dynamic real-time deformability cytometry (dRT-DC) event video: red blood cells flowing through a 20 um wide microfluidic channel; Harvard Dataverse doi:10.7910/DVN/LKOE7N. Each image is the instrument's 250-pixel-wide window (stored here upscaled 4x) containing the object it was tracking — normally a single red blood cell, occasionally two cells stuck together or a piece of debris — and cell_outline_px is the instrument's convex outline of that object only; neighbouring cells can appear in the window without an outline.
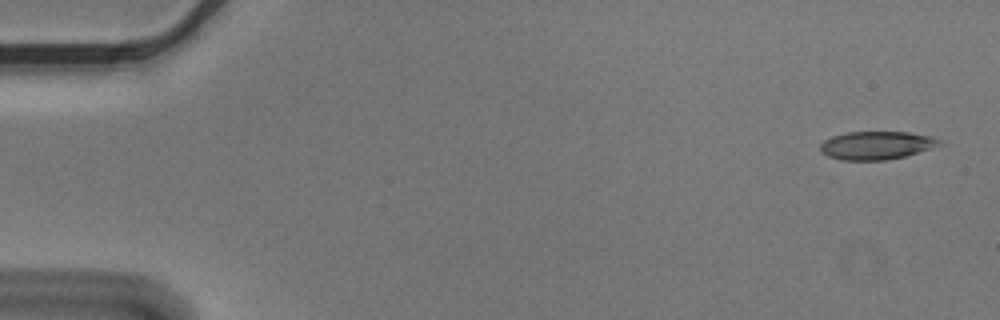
{"species": "Egyptian fruit bat (a non-hibernating species)", "species_latin": "Rousettus aegyptiacus", "temperature_condition": "cold", "stored_images_in_passage": 5, "camera_frame_rate_fps": 3000, "um_per_image_px": 0.085, "animal": {"sex": "male"}, "frame": {"image": 1, "passage_image": 1, "time_ms": 0.0, "image_size_px": [1000, 320], "cell_outline_px": [[940, 144], [904, 156], [884, 160], [840, 160], [828, 156], [820, 152], [820, 144], [824, 140], [832, 136], [848, 132], [908, 132], [932, 136], [940, 140]], "centroid_in_image_um": [74.42, 12.35], "position_along_channel_um": 10.6, "area_um2": 19.31}}
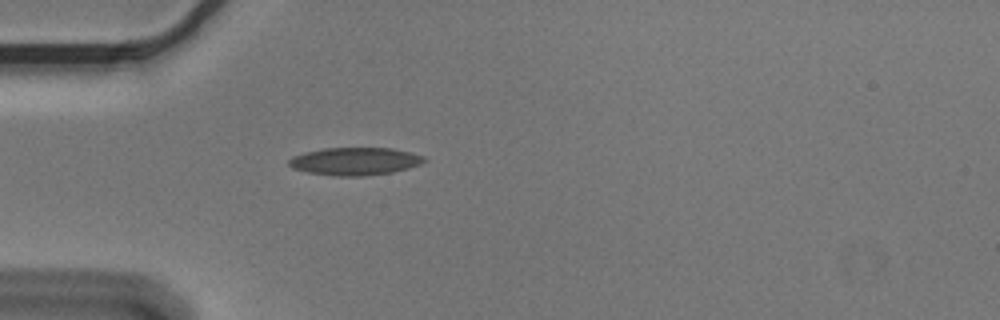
{"frame": {"image": 2, "passage_image": 5, "time_ms": 1.333, "image_size_px": [1000, 320], "cell_outline_px": [[428, 160], [420, 164], [408, 168], [392, 172], [364, 176], [336, 176], [308, 172], [292, 168], [288, 164], [288, 160], [292, 156], [324, 148], [392, 148], [412, 152], [424, 156]], "centroid_in_image_um": [30.2, 13.71], "position_along_channel_um": 54.8, "area_um2": 21.85}}